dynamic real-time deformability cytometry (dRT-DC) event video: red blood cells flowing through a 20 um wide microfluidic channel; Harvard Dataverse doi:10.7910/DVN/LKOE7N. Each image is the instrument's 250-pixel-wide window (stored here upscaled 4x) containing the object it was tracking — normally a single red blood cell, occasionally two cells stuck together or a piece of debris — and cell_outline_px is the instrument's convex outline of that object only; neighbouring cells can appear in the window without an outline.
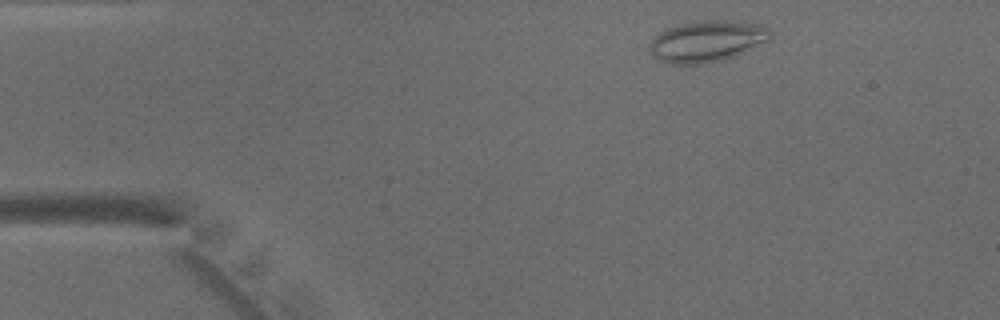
{"species": "common noctule bat (a hibernating species)", "species_latin": "Nyctalus noctula", "temperature_condition": "warm", "stored_images_in_passage": 42, "camera_frame_rate_fps": 3000, "um_per_image_px": 0.085, "animal": {"sex": "male", "body_mass_g": 15.6}, "frame": {"image": 1, "passage_image": 3, "time_ms": 0.667, "image_size_px": [1000, 320], "cell_outline_px": [[772, 36], [768, 40], [732, 56], [720, 60], [696, 64], [668, 64], [656, 60], [652, 56], [648, 48], [648, 44], [660, 32], [668, 28], [680, 24], [696, 20], [724, 20], [760, 24], [768, 28], [772, 32]], "centroid_in_image_um": [60.03, 3.5], "position_along_channel_um": 25.0, "area_um2": 28.9}}
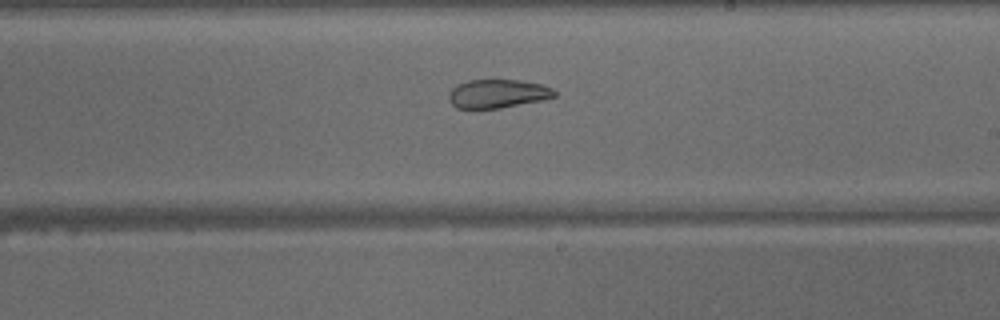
{"frame": {"image": 2, "passage_image": 23, "time_ms": 7.333, "image_size_px": [1000, 320], "cell_outline_px": [[556, 96], [540, 100], [500, 108], [476, 112], [456, 108], [448, 100], [448, 92], [456, 84], [468, 80], [520, 80], [540, 84], [552, 88], [556, 92]], "centroid_in_image_um": [42.19, 8.0], "position_along_channel_um": 246.8, "area_um2": 18.21}}
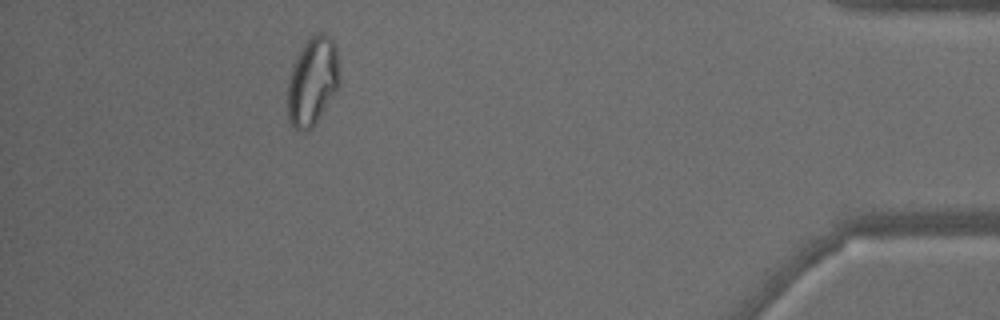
{"frame": {"image": 3, "passage_image": 38, "time_ms": 12.333, "image_size_px": [1000, 320], "cell_outline_px": [[340, 88], [316, 124], [308, 132], [296, 132], [292, 128], [288, 120], [288, 84], [292, 64], [304, 44], [316, 32], [324, 32], [332, 36], [336, 44], [340, 76]], "centroid_in_image_um": [26.6, 6.95], "position_along_channel_um": 408.6, "area_um2": 27.74}}